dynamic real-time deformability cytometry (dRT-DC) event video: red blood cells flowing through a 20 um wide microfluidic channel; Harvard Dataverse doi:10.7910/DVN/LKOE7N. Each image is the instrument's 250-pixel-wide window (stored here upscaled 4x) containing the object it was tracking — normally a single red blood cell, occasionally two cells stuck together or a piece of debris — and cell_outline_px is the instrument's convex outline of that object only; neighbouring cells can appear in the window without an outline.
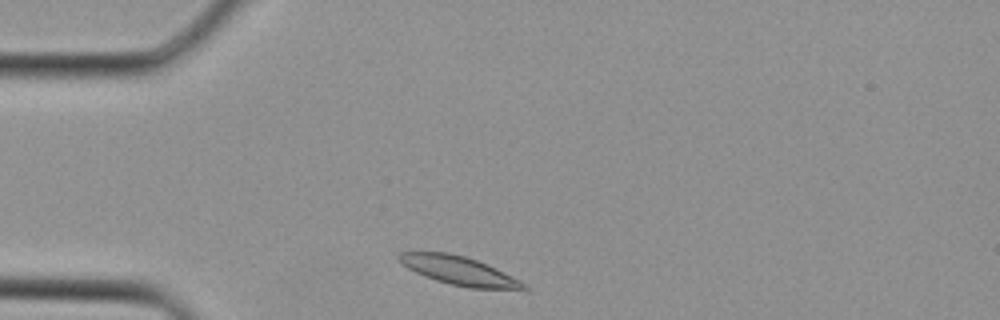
{"species": "Egyptian fruit bat (a non-hibernating species)", "species_latin": "Rousettus aegyptiacus", "temperature_condition": "cold", "stored_images_in_passage": 27, "camera_frame_rate_fps": 3000, "um_per_image_px": 0.085, "animal": {"sex": "female"}, "frame": {"image": 1, "passage_image": 1, "time_ms": 0.0, "image_size_px": [1000, 320], "cell_outline_px": [[532, 292], [524, 292], [468, 288], [448, 284], [424, 276], [408, 268], [396, 256], [400, 252], [448, 252], [464, 256], [488, 264], [528, 284], [532, 288]], "centroid_in_image_um": [39.22, 23.08], "position_along_channel_um": 45.8, "area_um2": 21.62}}
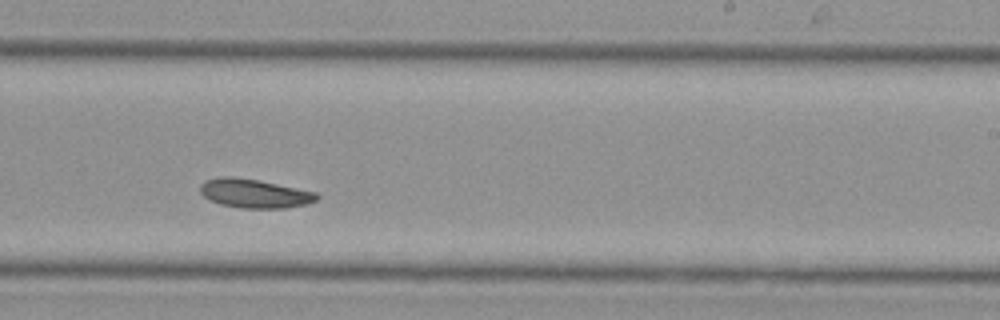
{"frame": {"image": 2, "passage_image": 14, "time_ms": 4.333, "image_size_px": [1000, 320], "cell_outline_px": [[320, 196], [316, 200], [308, 204], [284, 208], [240, 208], [220, 204], [208, 200], [200, 192], [200, 184], [204, 180], [220, 176], [232, 176], [256, 180], [316, 192]], "centroid_in_image_um": [21.59, 16.45], "position_along_channel_um": 267.4, "area_um2": 19.65}}
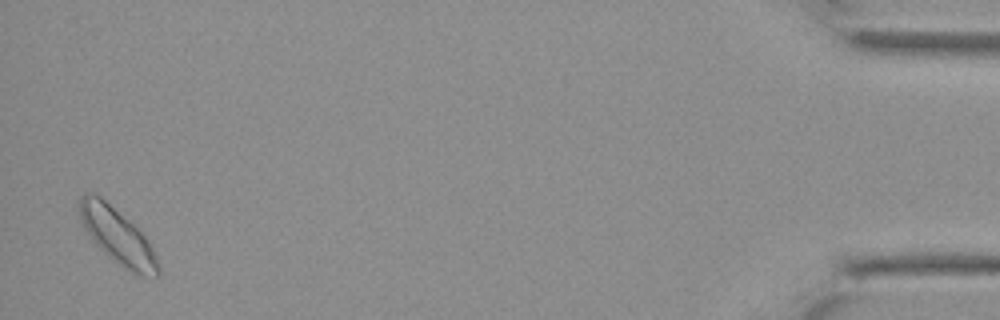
{"frame": {"image": 3, "passage_image": 27, "time_ms": 8.667, "image_size_px": [1000, 320], "cell_outline_px": [[160, 276], [140, 276], [132, 272], [108, 256], [92, 240], [84, 228], [80, 220], [80, 196], [84, 192], [92, 192], [100, 196], [128, 220], [144, 236], [152, 248], [160, 264]], "centroid_in_image_um": [9.98, 20.07], "position_along_channel_um": 425.2, "area_um2": 25.03}}